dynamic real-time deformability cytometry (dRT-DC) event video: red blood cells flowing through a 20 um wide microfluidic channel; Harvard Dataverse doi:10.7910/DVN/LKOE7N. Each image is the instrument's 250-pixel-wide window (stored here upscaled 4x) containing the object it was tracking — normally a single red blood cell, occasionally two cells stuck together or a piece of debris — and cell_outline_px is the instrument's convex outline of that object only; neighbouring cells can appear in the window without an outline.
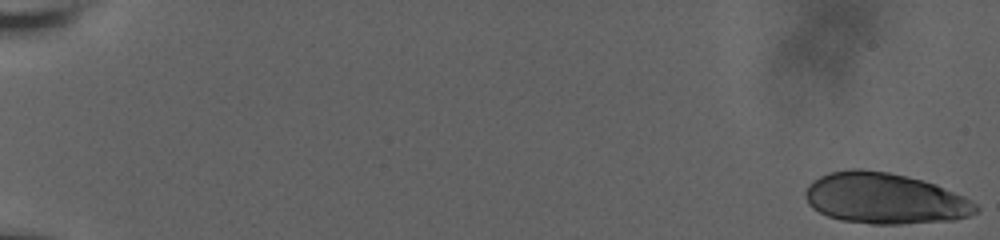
{"species": "human", "species_latin": "Homo sapiens", "temperature_condition": "room temperature", "stored_images_in_passage": 23, "camera_frame_rate_fps": 3000, "um_per_image_px": 0.085, "donor": {"sex": "male"}, "frame": {"image": 1, "passage_image": 1, "time_ms": 0.0, "image_size_px": [1000, 240], "cell_outline_px": [[980, 208], [976, 212], [968, 216], [952, 220], [900, 224], [872, 224], [840, 220], [828, 216], [812, 208], [808, 204], [804, 196], [804, 192], [808, 184], [812, 180], [828, 172], [848, 168], [864, 168], [888, 172], [908, 176], [924, 180], [936, 184], [964, 196], [976, 204]], "centroid_in_image_um": [75.17, 16.85], "position_along_channel_um": 9.8, "area_um2": 51.1}}
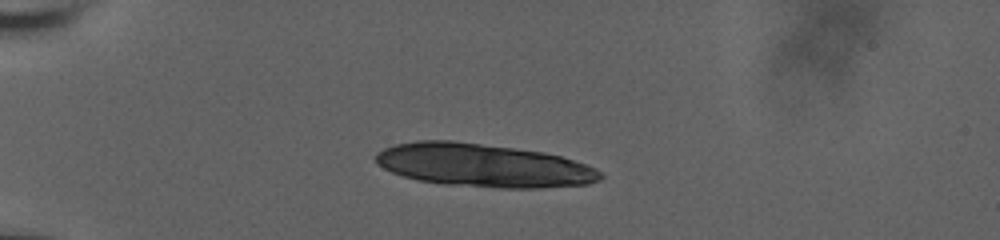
{"frame": {"image": 2, "passage_image": 13, "time_ms": 5.333, "image_size_px": [1000, 240], "cell_outline_px": [[604, 176], [600, 180], [588, 184], [540, 188], [496, 188], [444, 184], [416, 180], [392, 172], [376, 164], [376, 152], [384, 148], [396, 144], [416, 140], [452, 140], [544, 152], [560, 156], [588, 164], [596, 168]], "centroid_in_image_um": [41.09, 14.06], "position_along_channel_um": 43.9, "area_um2": 56.82}}